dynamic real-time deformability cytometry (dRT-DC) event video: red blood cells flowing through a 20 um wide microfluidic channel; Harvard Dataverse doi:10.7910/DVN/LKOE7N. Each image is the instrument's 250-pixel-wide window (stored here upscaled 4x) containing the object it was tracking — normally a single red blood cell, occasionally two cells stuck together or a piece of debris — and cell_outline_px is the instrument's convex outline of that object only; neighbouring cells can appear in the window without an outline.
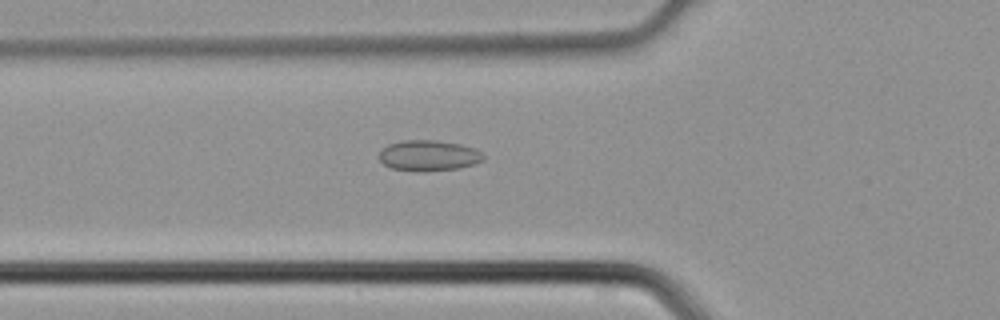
{"species": "common noctule bat (a hibernating species)", "species_latin": "Nyctalus noctula", "temperature_condition": "cold", "stored_images_in_passage": 35, "camera_frame_rate_fps": 3000, "um_per_image_px": 0.085, "animal": {"sex": "male", "body_mass_g": 21.5, "forearm_length_mm": 52.0}, "frame": {"image": 1, "passage_image": 6, "time_ms": 1.667, "image_size_px": [1000, 320], "cell_outline_px": [[484, 160], [472, 164], [456, 168], [424, 172], [392, 168], [384, 164], [380, 160], [380, 148], [388, 144], [400, 140], [436, 140], [460, 144], [476, 148], [484, 156]], "centroid_in_image_um": [36.41, 13.21], "position_along_channel_um": 89.4, "area_um2": 18.67}}
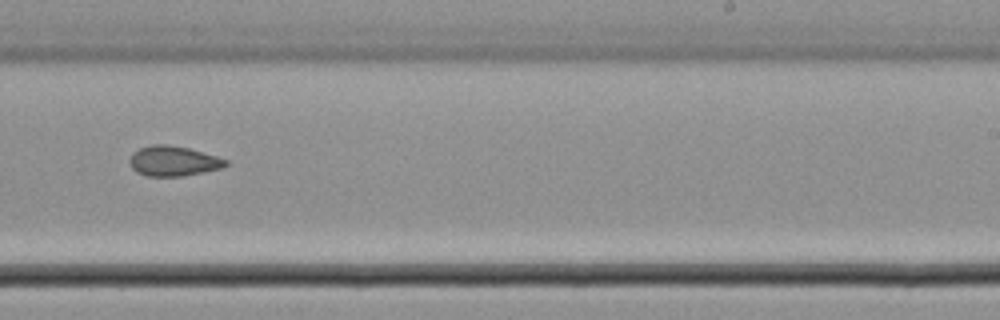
{"frame": {"image": 2, "passage_image": 18, "time_ms": 5.667, "image_size_px": [1000, 320], "cell_outline_px": [[228, 164], [220, 168], [184, 176], [148, 176], [136, 172], [132, 168], [128, 160], [132, 152], [140, 148], [152, 144], [168, 144], [188, 148], [216, 156], [228, 160]], "centroid_in_image_um": [14.69, 13.68], "position_along_channel_um": 274.3, "area_um2": 16.82}}
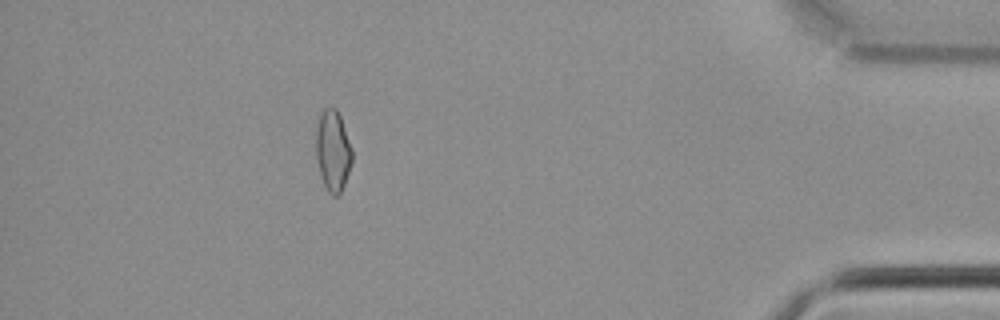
{"frame": {"image": 3, "passage_image": 30, "time_ms": 9.667, "image_size_px": [1000, 320], "cell_outline_px": [[352, 160], [344, 184], [340, 192], [336, 196], [332, 196], [328, 192], [320, 176], [316, 160], [316, 128], [320, 112], [324, 108], [332, 104], [336, 108], [340, 116], [352, 148]], "centroid_in_image_um": [28.27, 12.76], "position_along_channel_um": 406.9, "area_um2": 17.22}}